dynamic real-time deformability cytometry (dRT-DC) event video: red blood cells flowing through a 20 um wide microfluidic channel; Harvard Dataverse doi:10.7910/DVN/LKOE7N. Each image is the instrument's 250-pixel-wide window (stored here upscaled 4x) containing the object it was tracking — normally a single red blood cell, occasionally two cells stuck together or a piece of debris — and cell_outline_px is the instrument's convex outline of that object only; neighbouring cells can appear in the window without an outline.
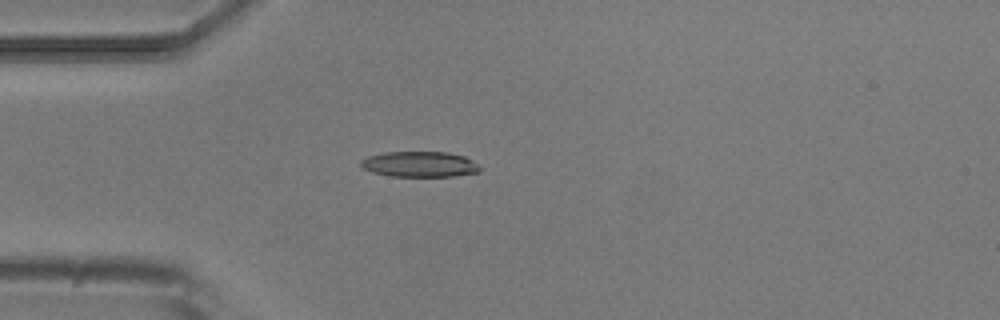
{"species": "common noctule bat (a hibernating species)", "species_latin": "Nyctalus noctula", "temperature_condition": "room temperature", "stored_images_in_passage": 5, "camera_frame_rate_fps": 3000, "um_per_image_px": 0.085, "animal": {"sex": "male", "body_mass_g": 20.5, "forearm_length_mm": 52.5}, "frame": {"image": 1, "passage_image": 5, "time_ms": 4.333, "image_size_px": [1000, 320], "cell_outline_px": [[480, 172], [452, 176], [392, 176], [372, 172], [360, 168], [360, 160], [368, 156], [384, 152], [448, 152], [464, 156], [476, 164], [480, 168]], "centroid_in_image_um": [35.62, 13.96], "position_along_channel_um": 49.4, "area_um2": 17.69}}